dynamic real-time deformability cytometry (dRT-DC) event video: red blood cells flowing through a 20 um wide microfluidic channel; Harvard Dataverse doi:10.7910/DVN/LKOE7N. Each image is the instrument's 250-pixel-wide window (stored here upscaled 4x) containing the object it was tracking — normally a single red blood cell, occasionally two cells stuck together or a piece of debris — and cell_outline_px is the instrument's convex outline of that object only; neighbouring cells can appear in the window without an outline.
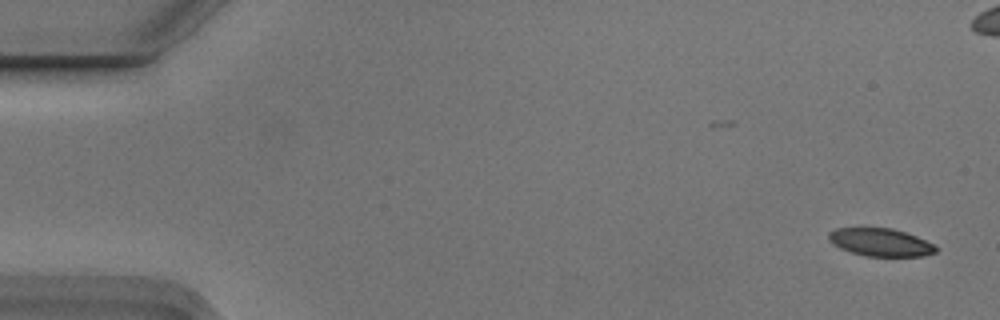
{"species": "Egyptian fruit bat (a non-hibernating species)", "species_latin": "Rousettus aegyptiacus", "temperature_condition": "cold", "stored_images_in_passage": 2, "camera_frame_rate_fps": 3000, "um_per_image_px": 0.085, "animal": {"sex": "male"}, "frame": {"image": 1, "passage_image": 2, "time_ms": 0.333, "image_size_px": [1000, 320], "cell_outline_px": [[940, 248], [936, 252], [924, 256], [864, 256], [840, 248], [832, 244], [828, 240], [828, 232], [836, 228], [892, 228], [916, 236]], "centroid_in_image_um": [74.83, 20.6], "position_along_channel_um": 10.2, "area_um2": 17.4}}